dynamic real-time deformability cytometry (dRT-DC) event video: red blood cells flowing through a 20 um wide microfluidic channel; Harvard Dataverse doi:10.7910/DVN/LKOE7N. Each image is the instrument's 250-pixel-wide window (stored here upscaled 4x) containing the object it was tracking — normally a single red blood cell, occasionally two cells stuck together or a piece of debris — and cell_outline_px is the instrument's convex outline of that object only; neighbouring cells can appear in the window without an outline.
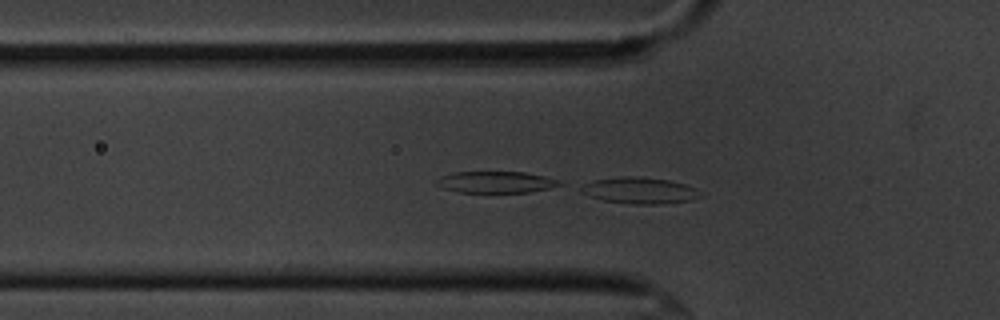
{"species": "common noctule bat (a hibernating species)", "species_latin": "Nyctalus noctula", "temperature_condition": "cold", "stored_images_in_passage": 51, "camera_frame_rate_fps": 3000, "um_per_image_px": 0.085, "animal": {"sex": "male", "body_mass_g": 20.1, "forearm_length_mm": 53.5}, "frame": {"image": 1, "passage_image": 14, "time_ms": 4.333, "image_size_px": [1000, 320], "cell_outline_px": [[704, 196], [692, 200], [660, 204], [628, 204], [604, 200], [580, 192], [580, 188], [584, 184], [592, 180], [620, 176], [640, 176], [668, 180], [684, 184], [696, 188]], "centroid_in_image_um": [54.39, 16.19], "position_along_channel_um": 71.4, "area_um2": 18.44}}
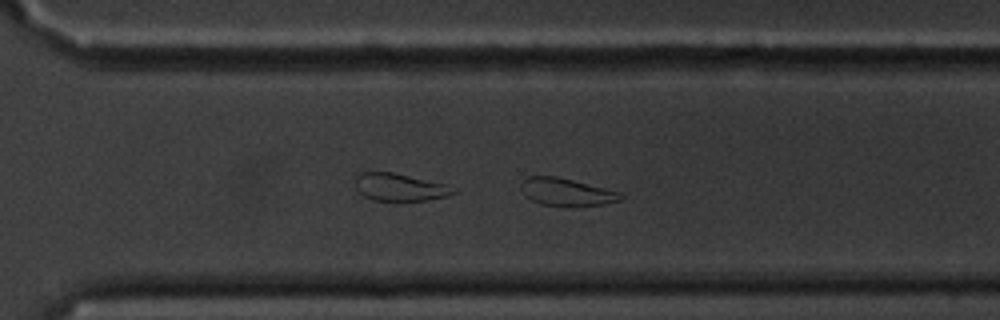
{"frame": {"image": 2, "passage_image": 35, "time_ms": 11.333, "image_size_px": [1000, 320], "cell_outline_px": [[624, 196], [620, 200], [604, 204], [576, 208], [564, 208], [540, 204], [532, 200], [524, 192], [520, 184], [528, 176], [556, 176], [620, 192]], "centroid_in_image_um": [48.18, 16.36], "position_along_channel_um": 322.4, "area_um2": 16.24}}
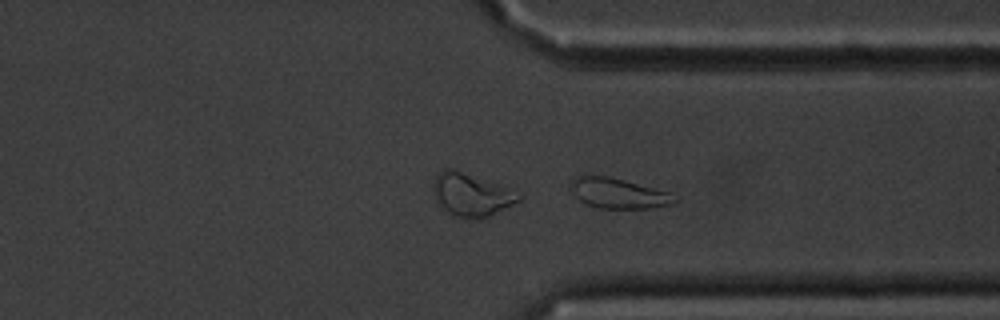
{"frame": {"image": 3, "passage_image": 38, "time_ms": 12.333, "image_size_px": [1000, 320], "cell_outline_px": [[680, 200], [672, 204], [652, 208], [596, 208], [580, 200], [568, 188], [568, 184], [572, 176], [608, 176], [668, 192], [680, 196]], "centroid_in_image_um": [52.55, 16.43], "position_along_channel_um": 358.8, "area_um2": 18.44}, "authors_computed_cell_mechanics": {"area_um2": 18.785, "velocity_mm_per_s": 3.5831, "shape_relaxation_time_tau1_ms": 5.7486, "shape_relaxation_time_tau2_ms": 3.2745, "deformation_change_tau1": 0.0985, "deformation_change_tau2": 0.0895}}